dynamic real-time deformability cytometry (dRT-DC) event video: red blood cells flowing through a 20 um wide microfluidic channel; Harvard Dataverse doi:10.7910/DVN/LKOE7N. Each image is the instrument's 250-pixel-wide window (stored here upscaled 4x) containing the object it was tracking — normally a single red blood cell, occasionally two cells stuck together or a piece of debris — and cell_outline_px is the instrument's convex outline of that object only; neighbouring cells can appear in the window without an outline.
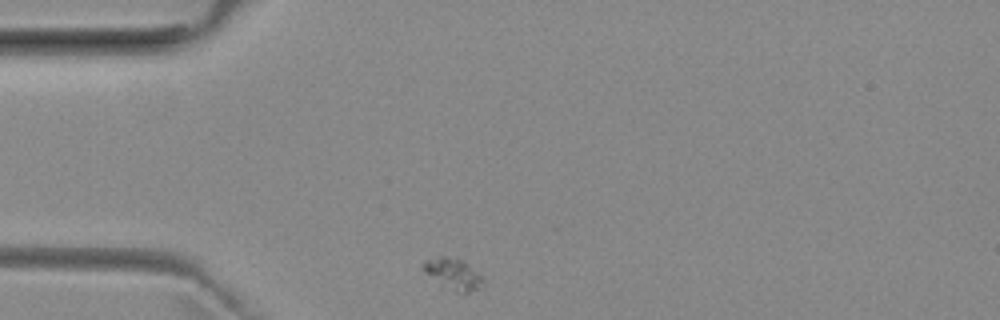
{"species": "common noctule bat (a hibernating species)", "species_latin": "Nyctalus noctula", "temperature_condition": "room temperature", "stored_images_in_passage": 42, "camera_frame_rate_fps": 3000, "um_per_image_px": 0.085, "animal": {"sex": "female", "body_mass_g": 29.2, "forearm_length_mm": 56.3}, "frame": {"image": 1, "passage_image": 1, "time_ms": 0.0, "image_size_px": [1000, 320], "cell_outline_px": [[484, 288], [468, 292], [456, 292], [440, 288], [420, 268], [420, 264], [424, 260], [440, 256], [444, 256], [464, 260], [484, 276]], "centroid_in_image_um": [38.5, 23.31], "position_along_channel_um": 46.5, "area_um2": 11.73}}
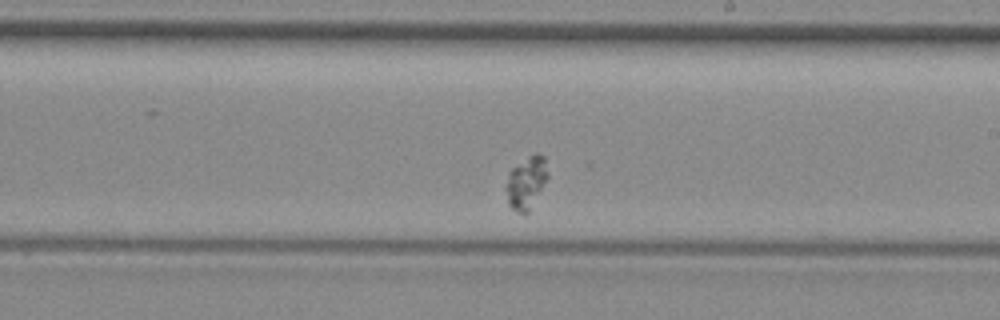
{"frame": {"image": 2, "passage_image": 19, "time_ms": 6.0, "image_size_px": [1000, 320], "cell_outline_px": [[548, 176], [528, 212], [516, 212], [508, 204], [504, 188], [508, 172], [512, 168], [528, 156], [536, 152], [544, 156]], "centroid_in_image_um": [44.68, 15.5], "position_along_channel_um": 244.3, "area_um2": 12.66}}
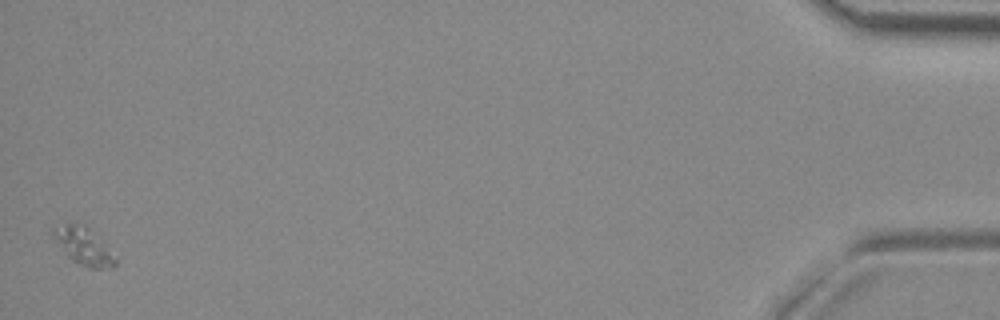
{"frame": {"image": 3, "passage_image": 42, "time_ms": 13.667, "image_size_px": [1000, 320], "cell_outline_px": [[116, 264], [112, 268], [88, 268], [72, 260], [68, 256], [52, 236], [52, 228], [64, 224], [88, 224], [104, 240], [116, 260]], "centroid_in_image_um": [7.14, 20.89], "position_along_channel_um": 428.1, "area_um2": 13.64}}